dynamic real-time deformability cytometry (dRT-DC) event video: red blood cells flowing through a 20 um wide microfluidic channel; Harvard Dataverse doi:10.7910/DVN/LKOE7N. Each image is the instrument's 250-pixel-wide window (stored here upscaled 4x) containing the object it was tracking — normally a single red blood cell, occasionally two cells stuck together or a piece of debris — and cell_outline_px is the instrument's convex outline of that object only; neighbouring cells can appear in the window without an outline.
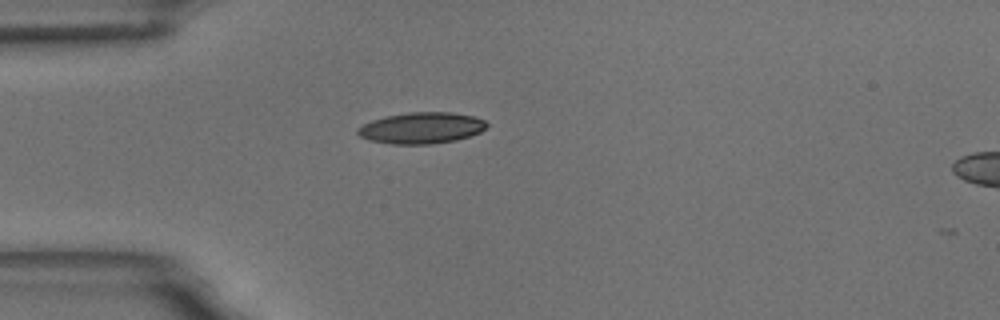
{"species": "common noctule bat (a hibernating species)", "species_latin": "Nyctalus noctula", "temperature_condition": "room temperature", "stored_images_in_passage": 7, "camera_frame_rate_fps": 3000, "um_per_image_px": 0.085, "animal": {"sex": "male", "body_mass_g": 18.8}, "frame": {"image": 1, "passage_image": 1, "time_ms": 0.0, "image_size_px": [1000, 320], "cell_outline_px": [[488, 124], [480, 132], [456, 140], [428, 144], [392, 144], [368, 140], [360, 136], [356, 132], [356, 128], [372, 120], [384, 116], [408, 112], [452, 112], [472, 116], [484, 120]], "centroid_in_image_um": [35.78, 10.87], "position_along_channel_um": 49.2, "area_um2": 23.47}}